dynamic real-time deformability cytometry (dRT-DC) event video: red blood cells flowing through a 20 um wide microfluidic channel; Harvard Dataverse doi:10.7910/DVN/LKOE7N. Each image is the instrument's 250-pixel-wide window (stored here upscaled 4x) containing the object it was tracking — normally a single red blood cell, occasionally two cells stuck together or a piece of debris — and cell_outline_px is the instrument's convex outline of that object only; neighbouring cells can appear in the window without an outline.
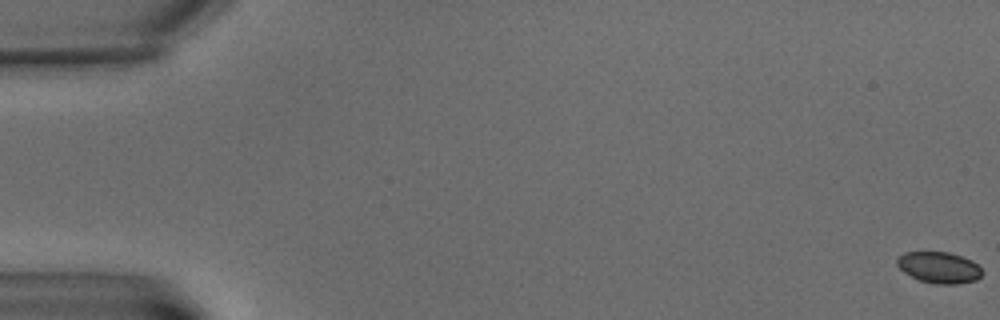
{"species": "common noctule bat (a hibernating species)", "species_latin": "Nyctalus noctula", "temperature_condition": "warm", "stored_images_in_passage": 2, "camera_frame_rate_fps": 3000, "um_per_image_px": 0.085, "animal": {"sex": "male", "body_mass_g": 15.6}, "frame": {"image": 1, "passage_image": 1, "time_ms": 0.0, "image_size_px": [1000, 320], "cell_outline_px": [[984, 272], [976, 280], [956, 284], [936, 284], [916, 280], [904, 272], [896, 264], [896, 260], [904, 252], [948, 252], [972, 260]], "centroid_in_image_um": [79.8, 22.74], "position_along_channel_um": 5.2, "area_um2": 15.55}}